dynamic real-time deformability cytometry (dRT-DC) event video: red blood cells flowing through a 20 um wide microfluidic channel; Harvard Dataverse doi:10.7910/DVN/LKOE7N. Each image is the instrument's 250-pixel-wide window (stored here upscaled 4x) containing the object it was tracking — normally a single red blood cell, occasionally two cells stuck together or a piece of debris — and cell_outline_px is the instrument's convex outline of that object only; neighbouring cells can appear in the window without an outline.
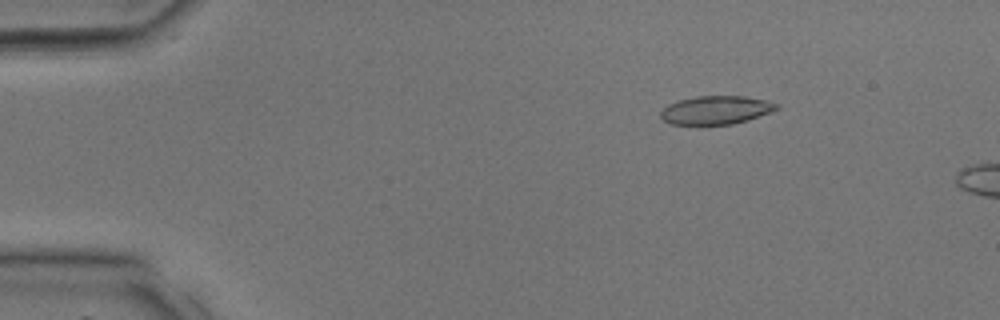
{"species": "common noctule bat (a hibernating species)", "species_latin": "Nyctalus noctula", "temperature_condition": "room temperature", "stored_images_in_passage": 9, "camera_frame_rate_fps": 3000, "um_per_image_px": 0.085, "animal": {"sex": "male", "body_mass_g": 17.9, "forearm_length_mm": 54.2}, "frame": {"image": 1, "passage_image": 6, "time_ms": 1.667, "image_size_px": [1000, 320], "cell_outline_px": [[780, 108], [772, 112], [748, 120], [732, 124], [700, 128], [672, 124], [664, 120], [660, 116], [660, 112], [668, 104], [680, 100], [696, 96], [744, 96], [764, 100], [780, 104]], "centroid_in_image_um": [60.84, 9.41], "position_along_channel_um": 24.2, "area_um2": 20.0}}